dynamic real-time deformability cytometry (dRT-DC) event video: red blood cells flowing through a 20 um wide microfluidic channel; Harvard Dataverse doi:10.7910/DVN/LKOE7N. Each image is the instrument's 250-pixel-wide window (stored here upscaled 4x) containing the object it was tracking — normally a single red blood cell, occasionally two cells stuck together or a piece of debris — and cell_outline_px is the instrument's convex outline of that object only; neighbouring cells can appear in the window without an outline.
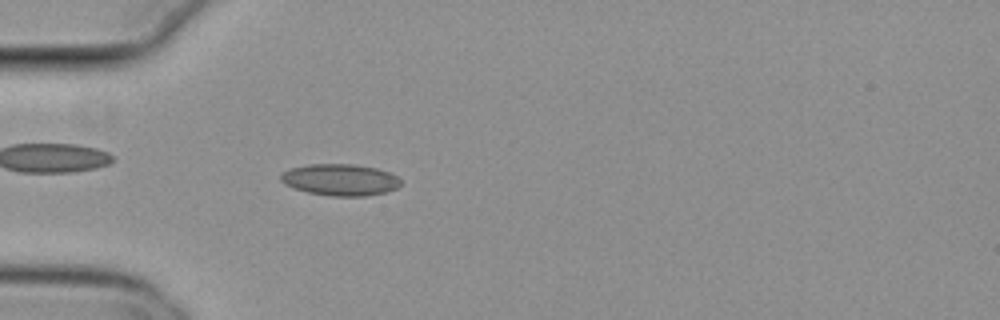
{"species": "common noctule bat (a hibernating species)", "species_latin": "Nyctalus noctula", "temperature_condition": "cold", "stored_images_in_passage": 48, "camera_frame_rate_fps": 3000, "um_per_image_px": 0.085, "animal": {"sex": "female", "body_mass_g": 29.2, "forearm_length_mm": 56.3}, "frame": {"image": 1, "passage_image": 17, "time_ms": 5.333, "image_size_px": [1000, 320], "cell_outline_px": [[400, 184], [396, 188], [388, 192], [364, 196], [332, 196], [308, 192], [284, 184], [280, 180], [280, 172], [288, 168], [308, 164], [352, 164], [376, 168], [388, 172], [396, 176], [400, 180]], "centroid_in_image_um": [28.88, 15.27], "position_along_channel_um": 56.1, "area_um2": 22.14}}
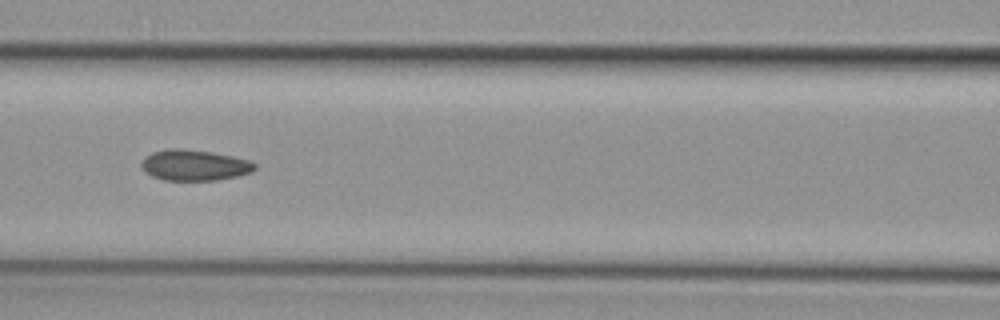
{"frame": {"image": 2, "passage_image": 25, "time_ms": 8.0, "image_size_px": [1000, 320], "cell_outline_px": [[256, 168], [252, 172], [236, 176], [216, 180], [164, 180], [152, 176], [140, 164], [144, 156], [152, 152], [168, 148], [184, 148], [212, 152], [232, 156], [248, 160], [256, 164]], "centroid_in_image_um": [16.52, 14.03], "position_along_channel_um": 150.1, "area_um2": 20.35}}
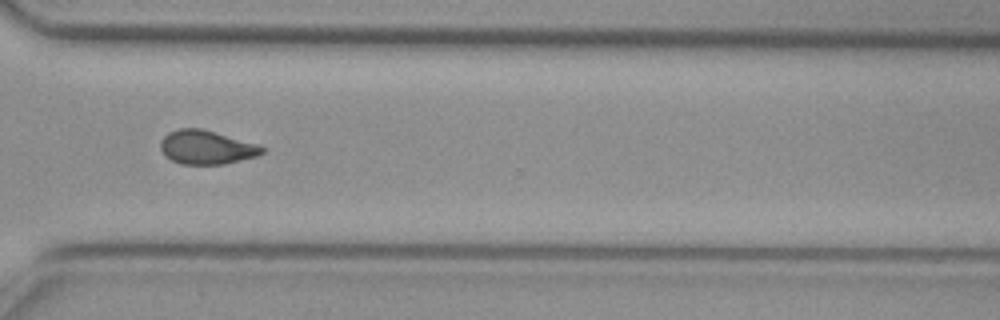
{"frame": {"image": 3, "passage_image": 41, "time_ms": 13.333, "image_size_px": [1000, 320], "cell_outline_px": [[264, 152], [256, 156], [224, 164], [180, 164], [164, 156], [160, 148], [160, 140], [168, 132], [180, 128], [200, 128], [256, 144], [264, 148]], "centroid_in_image_um": [17.49, 12.52], "position_along_channel_um": 353.1, "area_um2": 19.83}, "authors_computed_cell_mechanics": {"area_um2": 20.5768, "velocity_mm_per_s": 3.8087, "shape_relaxation_time_tau1_ms": null, "shape_relaxation_time_tau2_ms": 1.8937, "deformation_change_tau1": null, "deformation_change_tau2": 0.0701}}